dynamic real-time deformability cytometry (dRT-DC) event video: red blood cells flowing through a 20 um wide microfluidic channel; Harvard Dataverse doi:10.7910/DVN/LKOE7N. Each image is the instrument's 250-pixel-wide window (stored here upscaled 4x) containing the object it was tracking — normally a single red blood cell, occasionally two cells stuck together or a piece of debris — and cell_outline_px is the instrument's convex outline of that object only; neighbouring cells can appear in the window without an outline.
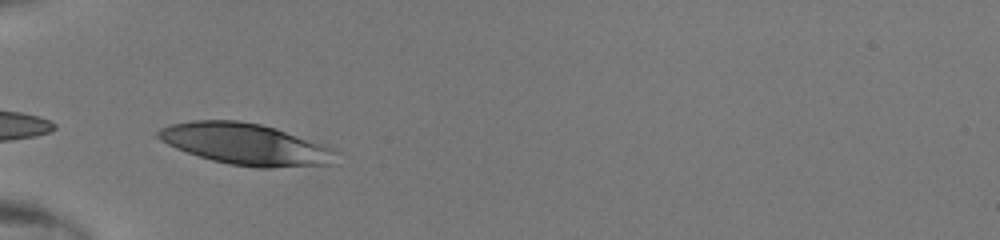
{"species": "human", "species_latin": "Homo sapiens", "temperature_condition": "room temperature", "stored_images_in_passage": 9, "camera_frame_rate_fps": 3000, "um_per_image_px": 0.085, "donor": {"sex": "male"}, "frame": {"image": 1, "passage_image": 1, "time_ms": 0.0, "image_size_px": [1000, 240], "cell_outline_px": [[340, 152], [332, 164], [272, 168], [256, 168], [228, 164], [212, 160], [176, 148], [160, 140], [156, 136], [156, 132], [160, 128], [172, 124], [192, 120], [236, 120], [260, 124], [276, 128], [332, 148]], "centroid_in_image_um": [20.88, 12.26], "position_along_channel_um": 64.1, "area_um2": 42.83}}
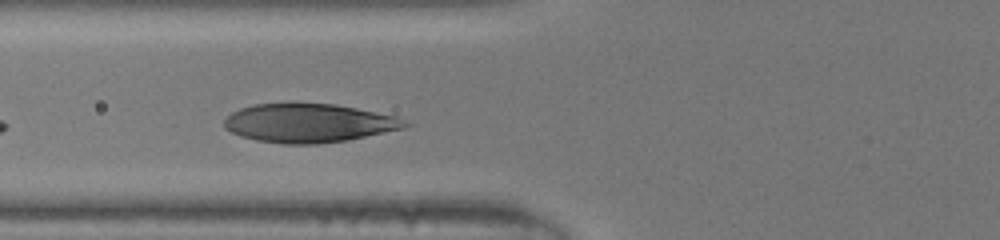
{"frame": {"image": 2, "passage_image": 4, "time_ms": 1.0, "image_size_px": [1000, 240], "cell_outline_px": [[412, 124], [404, 128], [348, 140], [316, 144], [284, 144], [256, 140], [240, 136], [224, 128], [224, 120], [232, 112], [240, 108], [256, 104], [336, 104], [396, 116]], "centroid_in_image_um": [26.25, 10.47], "position_along_channel_um": 99.5, "area_um2": 40.58}}
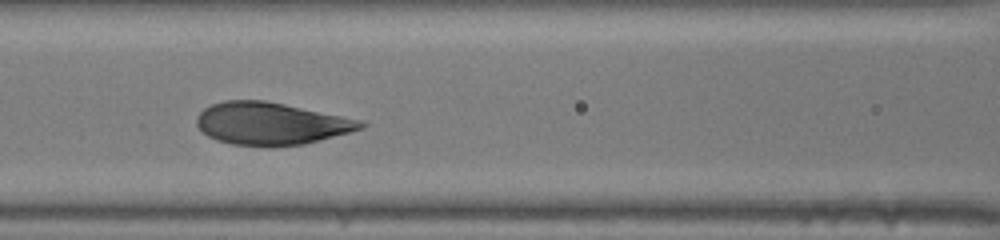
{"frame": {"image": 3, "passage_image": 7, "time_ms": 2.0, "image_size_px": [1000, 240], "cell_outline_px": [[368, 124], [364, 128], [304, 144], [268, 148], [232, 144], [216, 140], [208, 136], [196, 124], [196, 116], [204, 108], [212, 104], [224, 100], [264, 100], [284, 104], [360, 120]], "centroid_in_image_um": [23.0, 10.52], "position_along_channel_um": 143.6, "area_um2": 40.58}}